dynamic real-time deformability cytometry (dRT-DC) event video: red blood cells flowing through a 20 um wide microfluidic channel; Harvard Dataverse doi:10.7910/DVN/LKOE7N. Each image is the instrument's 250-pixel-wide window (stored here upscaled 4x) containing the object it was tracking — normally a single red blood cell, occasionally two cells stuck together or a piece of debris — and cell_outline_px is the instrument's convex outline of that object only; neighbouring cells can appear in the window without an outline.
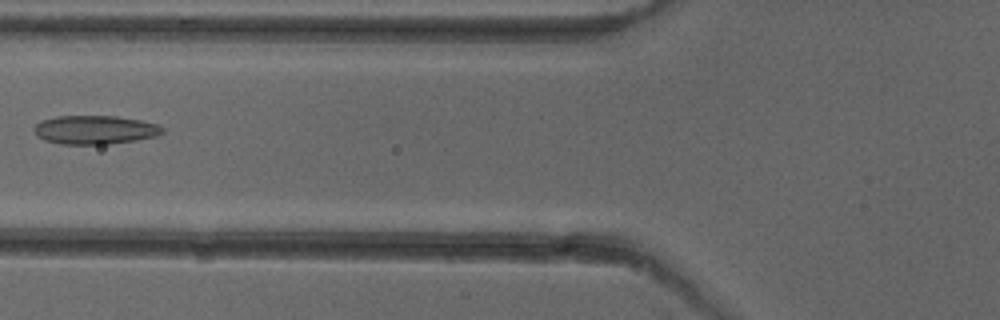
{"species": "common noctule bat (a hibernating species)", "species_latin": "Nyctalus noctula", "temperature_condition": "cold", "stored_images_in_passage": 5, "camera_frame_rate_fps": 3000, "um_per_image_px": 0.085, "animal": {"sex": "female"}, "frame": {"image": 1, "passage_image": 5, "time_ms": 5.0, "image_size_px": [1000, 320], "cell_outline_px": [[164, 132], [156, 136], [136, 140], [108, 144], [60, 144], [44, 140], [36, 136], [32, 128], [36, 124], [44, 120], [56, 116], [116, 116], [140, 120], [156, 124], [164, 128]], "centroid_in_image_um": [8.05, 11.04], "position_along_channel_um": 117.8, "area_um2": 21.5}}